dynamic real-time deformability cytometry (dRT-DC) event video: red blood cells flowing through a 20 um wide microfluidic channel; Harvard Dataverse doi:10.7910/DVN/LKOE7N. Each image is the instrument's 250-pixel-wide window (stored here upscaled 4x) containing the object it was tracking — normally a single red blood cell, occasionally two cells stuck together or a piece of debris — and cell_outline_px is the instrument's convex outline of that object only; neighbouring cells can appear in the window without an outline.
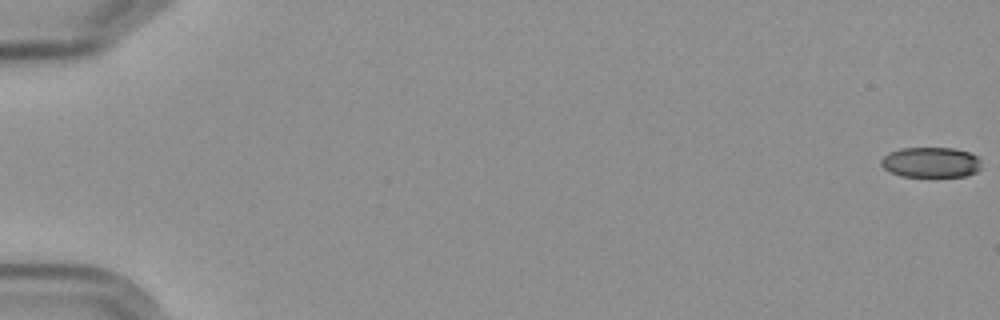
{"species": "Egyptian fruit bat (a non-hibernating species)", "species_latin": "Rousettus aegyptiacus", "temperature_condition": "cold", "stored_images_in_passage": 7, "camera_frame_rate_fps": 3000, "um_per_image_px": 0.085, "frame": {"image": 1, "passage_image": 1, "time_ms": 0.0, "image_size_px": [1000, 320], "cell_outline_px": [[980, 168], [976, 172], [968, 176], [900, 176], [888, 172], [880, 164], [880, 160], [888, 152], [900, 148], [952, 148], [968, 152], [976, 156], [980, 160]], "centroid_in_image_um": [79.08, 13.8], "position_along_channel_um": 5.9, "area_um2": 17.8}}
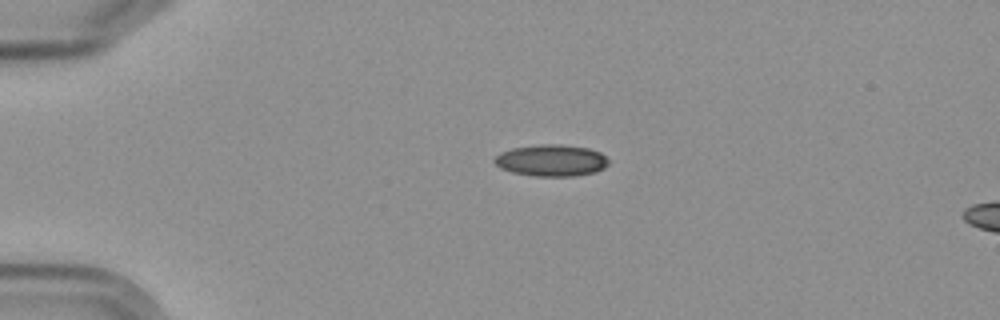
{"frame": {"image": 2, "passage_image": 5, "time_ms": 4.667, "image_size_px": [1000, 320], "cell_outline_px": [[608, 164], [604, 168], [596, 172], [576, 176], [536, 176], [512, 172], [500, 168], [492, 160], [500, 152], [512, 148], [540, 144], [560, 144], [588, 148], [600, 152], [608, 160]], "centroid_in_image_um": [46.86, 13.63], "position_along_channel_um": 38.1, "area_um2": 21.1}}